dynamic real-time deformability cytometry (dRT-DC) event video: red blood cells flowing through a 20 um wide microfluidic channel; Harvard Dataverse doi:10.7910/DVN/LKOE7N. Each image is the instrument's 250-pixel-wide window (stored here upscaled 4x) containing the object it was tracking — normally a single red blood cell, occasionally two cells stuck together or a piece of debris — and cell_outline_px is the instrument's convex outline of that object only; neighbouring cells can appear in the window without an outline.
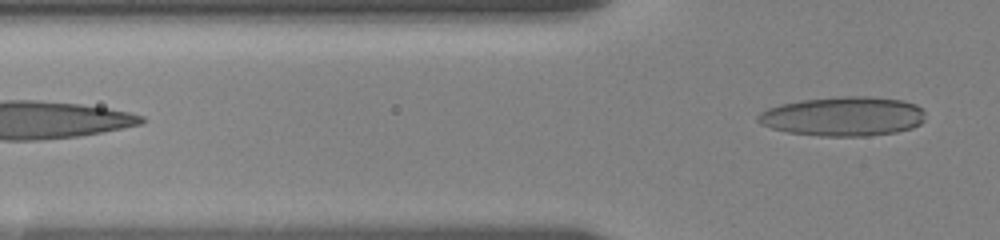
{"species": "human", "species_latin": "Homo sapiens", "temperature_condition": "room temperature", "stored_images_in_passage": 12, "segment_of_instrument_passage": [2, 2], "camera_frame_rate_fps": 3000, "um_per_image_px": 0.085, "donor": {"sex": "female"}, "frame": {"image": 1, "passage_image": 12, "time_ms": 4.0, "image_size_px": [1000, 240], "cell_outline_px": [[924, 120], [920, 124], [912, 128], [896, 132], [868, 136], [820, 136], [788, 132], [772, 128], [760, 124], [756, 120], [756, 116], [760, 112], [768, 108], [780, 104], [800, 100], [840, 96], [868, 96], [904, 100], [916, 104], [924, 112]], "centroid_in_image_um": [71.66, 9.88], "position_along_channel_um": 54.1, "area_um2": 38.67}}